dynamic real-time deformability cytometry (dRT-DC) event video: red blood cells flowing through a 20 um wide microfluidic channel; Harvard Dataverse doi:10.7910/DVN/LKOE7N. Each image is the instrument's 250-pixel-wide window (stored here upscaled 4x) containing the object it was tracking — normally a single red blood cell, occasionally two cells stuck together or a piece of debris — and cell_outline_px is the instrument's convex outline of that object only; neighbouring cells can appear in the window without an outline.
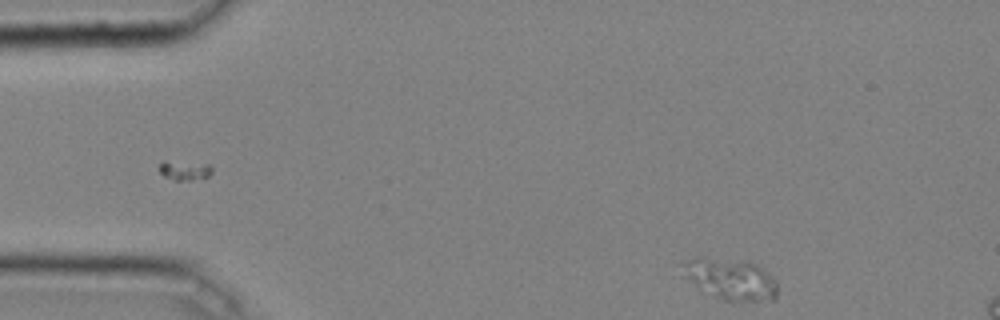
{"species": "common noctule bat (a hibernating species)", "species_latin": "Nyctalus noctula", "temperature_condition": "cold", "stored_images_in_passage": 15, "camera_frame_rate_fps": 3000, "um_per_image_px": 0.085, "animal": {"sex": "male", "body_mass_g": 20.4}, "frame": {"image": 1, "passage_image": 15, "time_ms": 4.667, "image_size_px": [1000, 320], "cell_outline_px": [[776, 300], [724, 300], [696, 284], [684, 276], [680, 264], [696, 256], [700, 256], [748, 260], [764, 268], [776, 280]], "centroid_in_image_um": [62.13, 23.65], "position_along_channel_um": 22.9, "area_um2": 22.66}}